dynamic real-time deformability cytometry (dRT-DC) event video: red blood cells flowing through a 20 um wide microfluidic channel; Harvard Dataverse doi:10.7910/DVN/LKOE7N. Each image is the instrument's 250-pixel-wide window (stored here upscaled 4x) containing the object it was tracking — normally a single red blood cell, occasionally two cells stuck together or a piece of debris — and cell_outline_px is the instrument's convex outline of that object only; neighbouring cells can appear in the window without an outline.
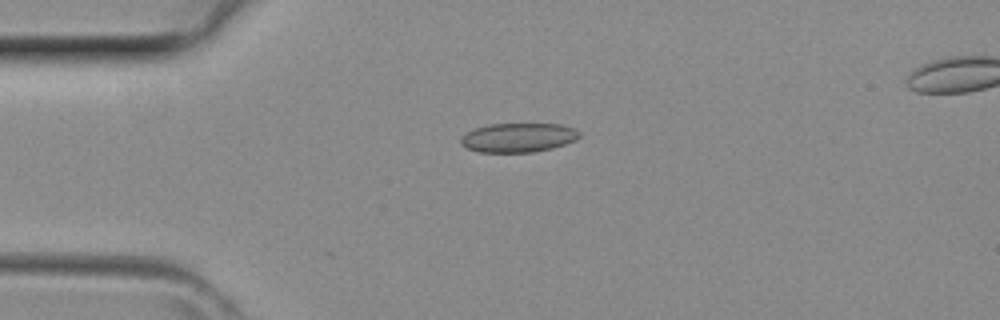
{"species": "common noctule bat (a hibernating species)", "species_latin": "Nyctalus noctula", "temperature_condition": "room temperature", "stored_images_in_passage": 3, "camera_frame_rate_fps": 3000, "um_per_image_px": 0.085, "animal": {"sex": "female", "body_mass_g": 29.2, "forearm_length_mm": 56.3}, "frame": {"image": 1, "passage_image": 2, "time_ms": 0.333, "image_size_px": [1000, 320], "cell_outline_px": [[580, 136], [576, 140], [552, 148], [532, 152], [480, 152], [468, 148], [460, 144], [460, 136], [476, 128], [488, 124], [560, 124], [572, 128], [580, 132]], "centroid_in_image_um": [44.04, 11.69], "position_along_channel_um": 41.0, "area_um2": 20.06}}